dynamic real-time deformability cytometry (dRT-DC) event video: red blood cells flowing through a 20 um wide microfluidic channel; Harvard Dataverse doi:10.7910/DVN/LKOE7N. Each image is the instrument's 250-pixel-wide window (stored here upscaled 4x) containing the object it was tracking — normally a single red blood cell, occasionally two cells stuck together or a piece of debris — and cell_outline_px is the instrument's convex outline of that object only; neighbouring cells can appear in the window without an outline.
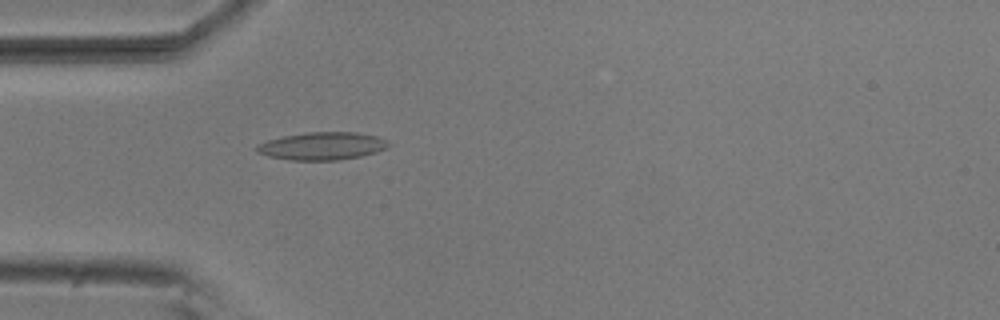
{"species": "common noctule bat (a hibernating species)", "species_latin": "Nyctalus noctula", "temperature_condition": "room temperature", "stored_images_in_passage": 4, "camera_frame_rate_fps": 3000, "um_per_image_px": 0.085, "animal": {"sex": "male", "body_mass_g": 20.5, "forearm_length_mm": 52.5}, "frame": {"image": 1, "passage_image": 4, "time_ms": 1.0, "image_size_px": [1000, 320], "cell_outline_px": [[392, 144], [376, 152], [360, 156], [336, 160], [288, 160], [268, 156], [256, 152], [256, 144], [268, 140], [284, 136], [304, 132], [356, 132], [376, 136], [388, 140]], "centroid_in_image_um": [27.37, 12.41], "position_along_channel_um": 57.6, "area_um2": 21.33}}